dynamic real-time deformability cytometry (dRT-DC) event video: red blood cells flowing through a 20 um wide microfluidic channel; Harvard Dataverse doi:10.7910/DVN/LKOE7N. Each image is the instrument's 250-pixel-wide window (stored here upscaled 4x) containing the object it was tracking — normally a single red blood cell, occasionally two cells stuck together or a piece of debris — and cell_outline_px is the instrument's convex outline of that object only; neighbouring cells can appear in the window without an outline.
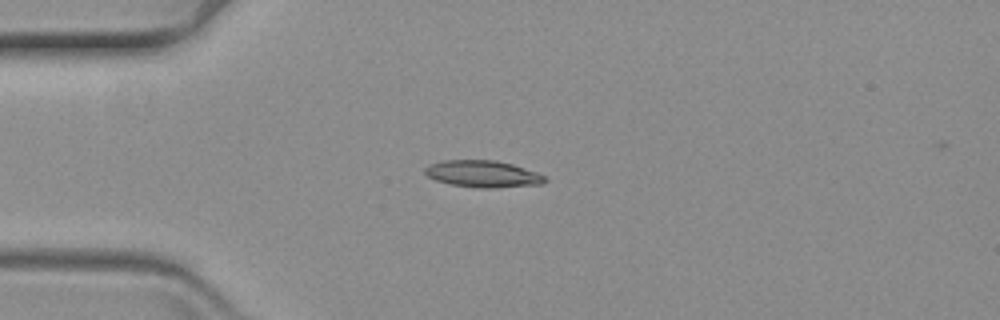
{"species": "common noctule bat (a hibernating species)", "species_latin": "Nyctalus noctula", "temperature_condition": "warm", "stored_images_in_passage": 45, "camera_frame_rate_fps": 3000, "um_per_image_px": 0.085, "animal": {"sex": "female", "body_mass_g": 19.3, "forearm_length_mm": 54.1}, "frame": {"image": 1, "passage_image": 1, "time_ms": 0.0, "image_size_px": [1000, 320], "cell_outline_px": [[548, 180], [544, 184], [496, 188], [476, 188], [452, 184], [436, 180], [428, 176], [424, 172], [424, 168], [428, 164], [444, 160], [496, 160], [512, 164], [548, 176]], "centroid_in_image_um": [41.08, 14.79], "position_along_channel_um": 43.9, "area_um2": 18.96}}
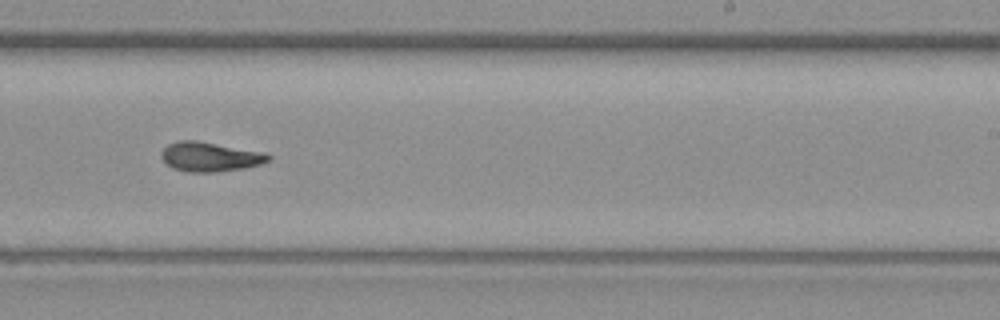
{"frame": {"image": 2, "passage_image": 23, "time_ms": 7.333, "image_size_px": [1000, 320], "cell_outline_px": [[272, 160], [260, 164], [244, 168], [216, 172], [188, 172], [172, 168], [160, 156], [160, 152], [168, 144], [180, 140], [196, 140], [260, 152], [272, 156]], "centroid_in_image_um": [17.82, 13.33], "position_along_channel_um": 271.2, "area_um2": 18.21}}
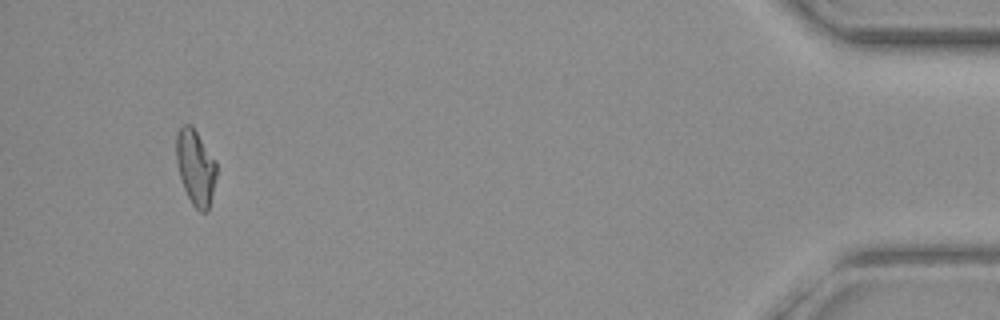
{"frame": {"image": 3, "passage_image": 43, "time_ms": 14.0, "image_size_px": [1000, 320], "cell_outline_px": [[216, 176], [208, 212], [200, 212], [192, 204], [184, 188], [180, 176], [176, 160], [176, 136], [180, 128], [184, 124], [192, 124], [216, 160]], "centroid_in_image_um": [16.63, 14.2], "position_along_channel_um": 418.6, "area_um2": 17.69}}